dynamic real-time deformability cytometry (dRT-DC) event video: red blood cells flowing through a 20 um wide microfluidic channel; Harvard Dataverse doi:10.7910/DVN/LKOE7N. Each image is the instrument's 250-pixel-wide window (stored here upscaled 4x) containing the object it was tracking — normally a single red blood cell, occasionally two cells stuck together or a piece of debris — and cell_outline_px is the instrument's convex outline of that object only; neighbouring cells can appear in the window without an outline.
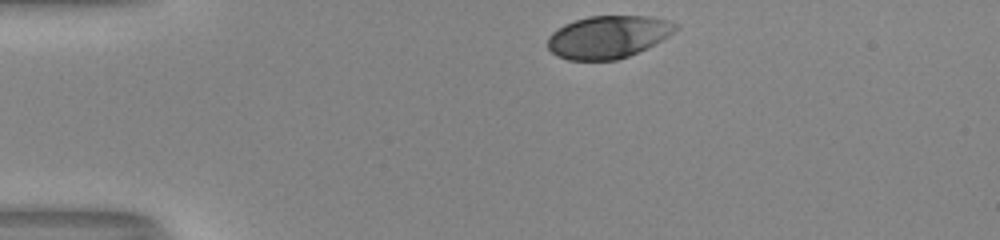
{"species": "human", "species_latin": "Homo sapiens", "temperature_condition": "room temperature", "stored_images_in_passage": 33, "camera_frame_rate_fps": 3000, "um_per_image_px": 0.085, "donor": {"sex": "male"}, "frame": {"image": 1, "passage_image": 1, "time_ms": 0.0, "image_size_px": [1000, 240], "cell_outline_px": [[680, 24], [668, 36], [628, 56], [616, 60], [568, 60], [556, 56], [548, 48], [548, 36], [552, 32], [564, 24], [588, 16], [648, 16], [668, 20]], "centroid_in_image_um": [51.65, 3.13], "position_along_channel_um": 33.4, "area_um2": 31.44}}
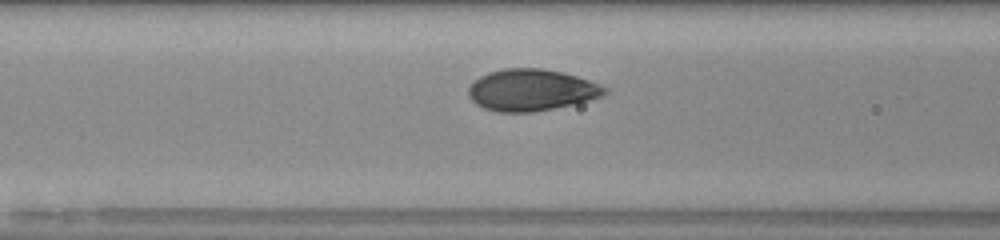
{"frame": {"image": 2, "passage_image": 12, "time_ms": 3.667, "image_size_px": [1000, 240], "cell_outline_px": [[608, 92], [604, 96], [592, 100], [532, 112], [496, 112], [484, 108], [476, 104], [468, 96], [468, 88], [480, 76], [488, 72], [504, 68], [544, 68], [576, 76], [600, 84], [608, 88]], "centroid_in_image_um": [45.18, 7.65], "position_along_channel_um": 121.4, "area_um2": 33.12}}
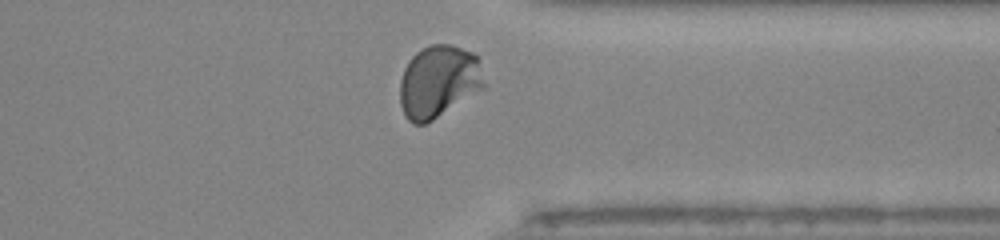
{"frame": {"image": 3, "passage_image": 31, "time_ms": 10.0, "image_size_px": [1000, 240], "cell_outline_px": [[484, 88], [432, 120], [424, 124], [412, 124], [404, 116], [400, 104], [400, 80], [404, 68], [408, 60], [416, 52], [432, 44], [452, 44], [472, 52], [476, 56], [484, 84]], "centroid_in_image_um": [37.23, 6.93], "position_along_channel_um": 374.2, "area_um2": 35.32}, "authors_computed_cell_mechanics": {"area_um2": 33.0038, "velocity_mm_per_s": 4.0244, "shape_relaxation_time_tau1_ms": 2.0185, "shape_relaxation_time_tau2_ms": null, "deformation_change_tau1": 0.1511, "deformation_change_tau2": null}}